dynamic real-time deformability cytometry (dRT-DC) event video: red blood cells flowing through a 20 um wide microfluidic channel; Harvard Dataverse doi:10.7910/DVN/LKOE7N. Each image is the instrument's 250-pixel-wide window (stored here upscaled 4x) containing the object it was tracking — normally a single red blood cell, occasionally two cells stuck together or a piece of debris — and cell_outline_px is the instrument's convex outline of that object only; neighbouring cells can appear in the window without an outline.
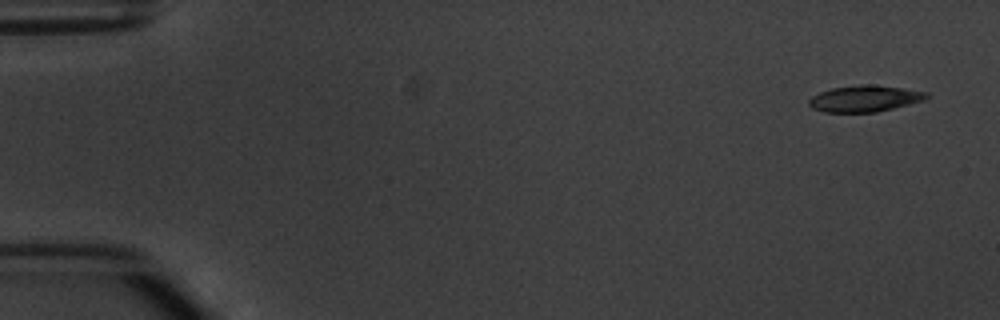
{"species": "common noctule bat (a hibernating species)", "species_latin": "Nyctalus noctula", "temperature_condition": "warm", "stored_images_in_passage": 7, "camera_frame_rate_fps": 3000, "um_per_image_px": 0.085, "animal": {"sex": "male", "body_mass_g": 20.1, "forearm_length_mm": 53.5}, "frame": {"image": 1, "passage_image": 1, "time_ms": 0.0, "image_size_px": [1000, 320], "cell_outline_px": [[928, 96], [924, 100], [876, 112], [824, 112], [812, 108], [808, 104], [808, 100], [812, 96], [820, 92], [832, 88], [860, 84], [872, 84], [904, 88], [928, 92]], "centroid_in_image_um": [73.48, 8.37], "position_along_channel_um": 11.5, "area_um2": 18.03}}
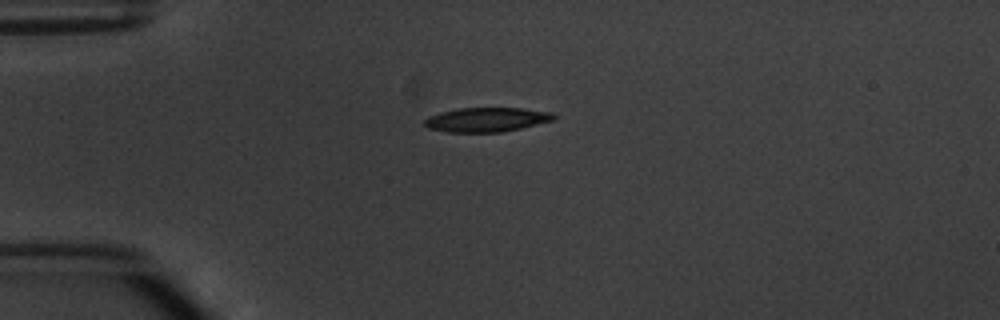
{"frame": {"image": 2, "passage_image": 4, "time_ms": 3.667, "image_size_px": [1000, 320], "cell_outline_px": [[556, 116], [552, 120], [520, 128], [500, 132], [448, 132], [428, 128], [424, 124], [424, 120], [428, 116], [440, 112], [456, 108], [524, 108], [552, 112]], "centroid_in_image_um": [41.33, 10.16], "position_along_channel_um": 43.7, "area_um2": 18.26}}